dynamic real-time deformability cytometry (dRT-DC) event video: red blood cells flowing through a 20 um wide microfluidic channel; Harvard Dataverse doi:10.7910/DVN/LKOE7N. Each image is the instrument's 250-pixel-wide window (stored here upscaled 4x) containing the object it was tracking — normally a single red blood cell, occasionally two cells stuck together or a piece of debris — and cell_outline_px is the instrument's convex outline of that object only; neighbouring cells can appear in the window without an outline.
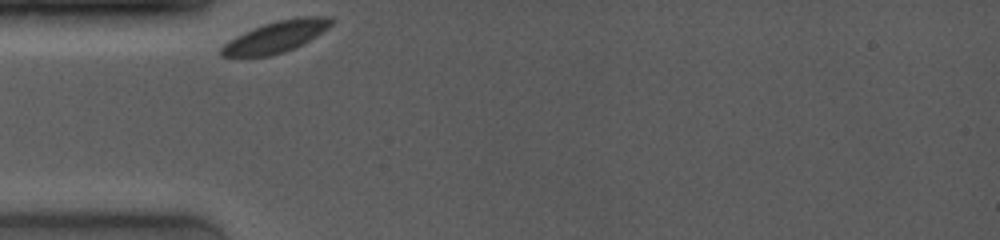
{"species": "common noctule bat (a hibernating species)", "species_latin": "Nyctalus noctula", "temperature_condition": "room temperature", "stored_images_in_passage": 23, "camera_frame_rate_fps": 4000, "um_per_image_px": 0.085, "animal": {"sex": "female", "body_mass_g": 19.0, "forearm_length_mm": 53.3}, "frame": {"image": 1, "passage_image": 1, "time_ms": 0.0, "image_size_px": [1000, 240], "cell_outline_px": [[332, 24], [328, 28], [308, 40], [284, 52], [272, 56], [220, 56], [220, 48], [224, 44], [236, 36], [244, 32], [264, 24], [276, 20], [296, 16], [332, 16]], "centroid_in_image_um": [23.46, 3.1], "position_along_channel_um": 61.5, "area_um2": 19.88}}
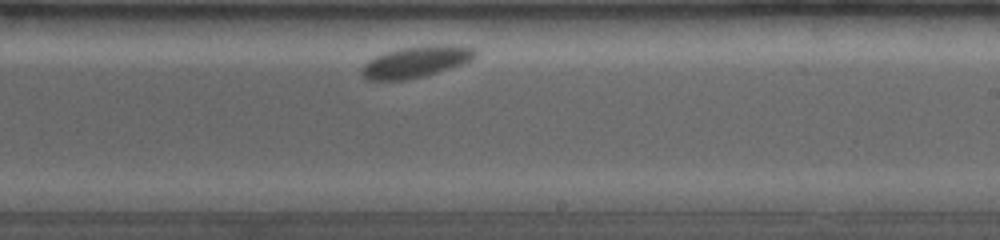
{"frame": {"image": 2, "passage_image": 23, "time_ms": 5.5, "image_size_px": [1000, 240], "cell_outline_px": [[476, 56], [460, 64], [424, 76], [404, 80], [368, 80], [360, 72], [360, 68], [368, 60], [376, 56], [400, 48], [436, 44], [452, 44], [476, 48]], "centroid_in_image_um": [35.34, 5.24], "position_along_channel_um": 253.7, "area_um2": 20.52}}